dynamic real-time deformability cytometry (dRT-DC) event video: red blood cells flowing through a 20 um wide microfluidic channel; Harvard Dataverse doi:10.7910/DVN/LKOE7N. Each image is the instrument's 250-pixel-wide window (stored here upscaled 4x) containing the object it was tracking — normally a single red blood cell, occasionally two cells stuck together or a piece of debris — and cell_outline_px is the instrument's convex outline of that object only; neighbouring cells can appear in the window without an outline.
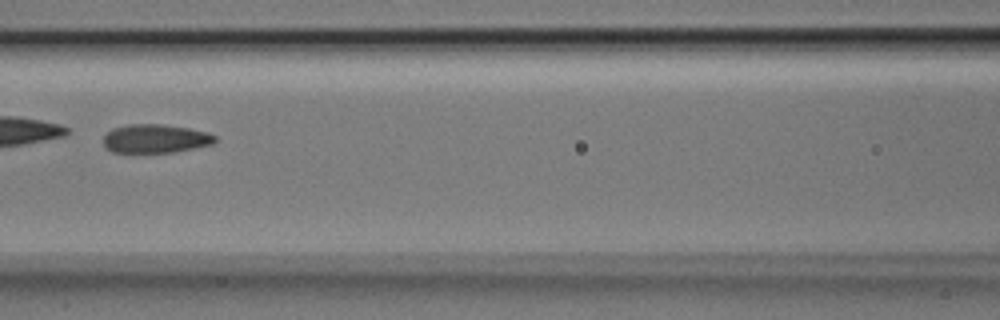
{"species": "Egyptian fruit bat (a non-hibernating species)", "species_latin": "Rousettus aegyptiacus", "temperature_condition": "room temperature", "stored_images_in_passage": 49, "camera_frame_rate_fps": 3000, "um_per_image_px": 0.085, "animal": {"sex": "male"}, "frame": {"image": 1, "passage_image": 22, "time_ms": 7.0, "image_size_px": [1000, 320], "cell_outline_px": [[216, 140], [212, 144], [172, 152], [112, 152], [104, 148], [104, 136], [112, 128], [128, 124], [164, 124], [188, 128], [208, 132], [216, 136]], "centroid_in_image_um": [13.18, 11.77], "position_along_channel_um": 153.4, "area_um2": 18.61}}
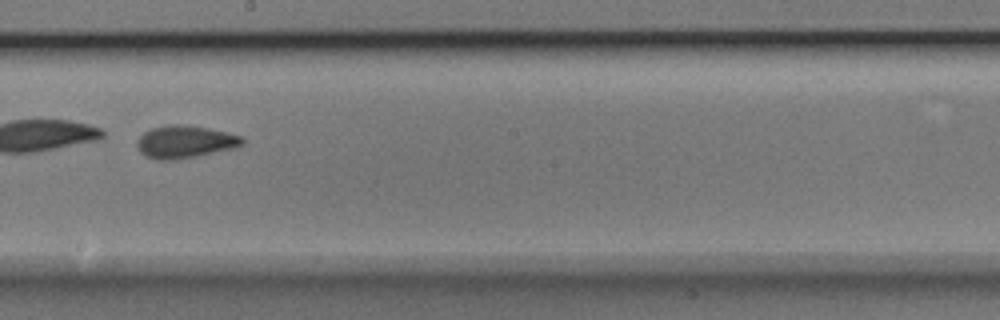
{"frame": {"image": 2, "passage_image": 28, "time_ms": 9.0, "image_size_px": [1000, 320], "cell_outline_px": [[244, 144], [236, 148], [172, 160], [156, 160], [144, 156], [140, 152], [136, 144], [136, 140], [144, 132], [152, 128], [168, 124], [184, 124], [208, 128], [228, 132], [244, 136]], "centroid_in_image_um": [15.73, 12.04], "position_along_channel_um": 232.5, "area_um2": 20.17}, "authors_computed_cell_mechanics": {"area_um2": 19.5364, "velocity_mm_per_s": 3.9707, "shape_relaxation_time_tau1_ms": 4.513, "shape_relaxation_time_tau2_ms": 1.4189, "deformation_change_tau1": 0.121, "deformation_change_tau2": 0.0827}}